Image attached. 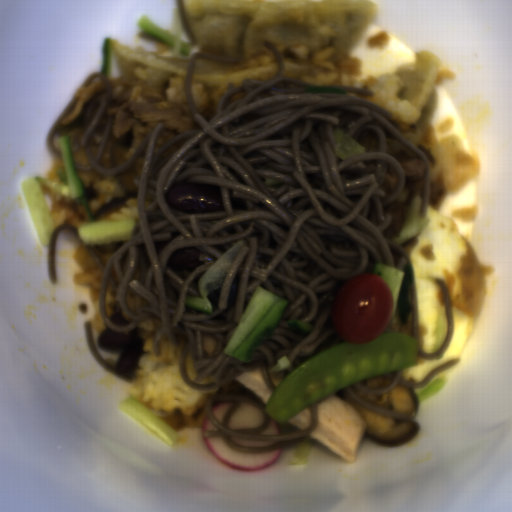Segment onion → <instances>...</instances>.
<instances>
[{
  "instance_id": "1",
  "label": "onion",
  "mask_w": 512,
  "mask_h": 512,
  "mask_svg": "<svg viewBox=\"0 0 512 512\" xmlns=\"http://www.w3.org/2000/svg\"><path fill=\"white\" fill-rule=\"evenodd\" d=\"M461 289L451 298L453 307L463 312L472 321H476L483 313L487 298L488 280L487 273L468 243L466 256L458 270Z\"/></svg>"
}]
</instances>
